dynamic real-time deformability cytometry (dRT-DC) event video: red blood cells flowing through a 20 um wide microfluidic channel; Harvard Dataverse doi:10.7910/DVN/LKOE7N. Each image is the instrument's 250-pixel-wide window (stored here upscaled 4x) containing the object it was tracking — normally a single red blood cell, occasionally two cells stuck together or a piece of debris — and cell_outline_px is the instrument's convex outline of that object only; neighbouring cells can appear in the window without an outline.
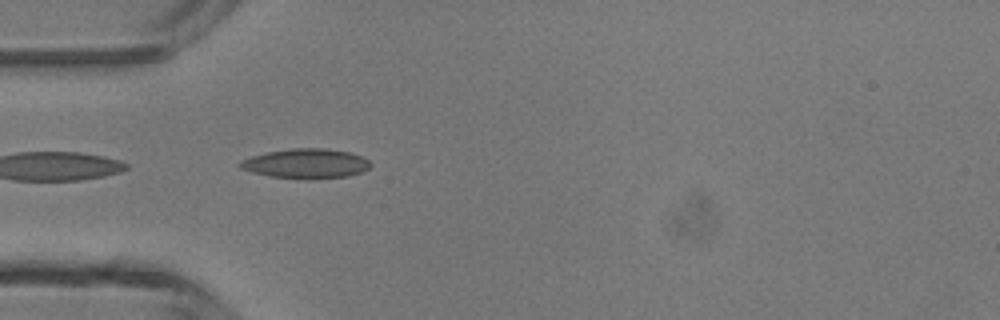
{"species": "common noctule bat (a hibernating species)", "species_latin": "Nyctalus noctula", "temperature_condition": "room temperature", "stored_images_in_passage": 41, "camera_frame_rate_fps": 3000, "um_per_image_px": 0.085, "animal": {"sex": "male", "body_mass_g": 13.3}, "frame": {"image": 1, "passage_image": 8, "time_ms": 2.333, "image_size_px": [1000, 320], "cell_outline_px": [[372, 164], [368, 168], [360, 172], [348, 176], [308, 180], [268, 176], [252, 172], [240, 168], [236, 164], [240, 160], [252, 156], [268, 152], [292, 148], [328, 148], [348, 152], [360, 156], [368, 160]], "centroid_in_image_um": [25.97, 13.91], "position_along_channel_um": 59.0, "area_um2": 22.72}}
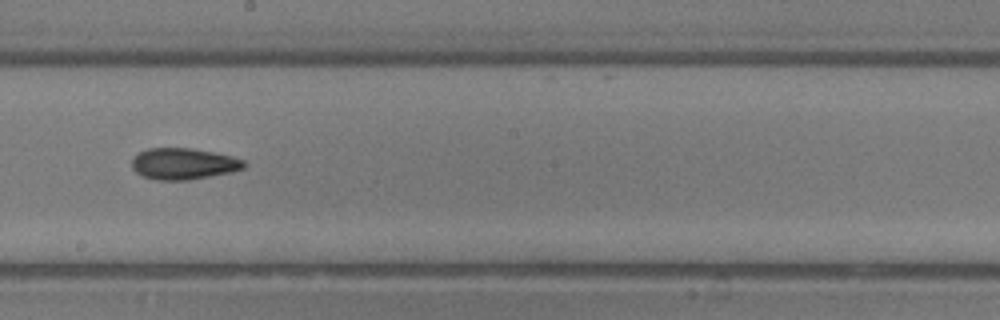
{"frame": {"image": 2, "passage_image": 20, "time_ms": 6.333, "image_size_px": [1000, 320], "cell_outline_px": [[248, 164], [244, 168], [232, 172], [188, 180], [156, 180], [144, 176], [136, 172], [132, 168], [132, 160], [140, 152], [148, 148], [192, 148], [232, 156], [244, 160]], "centroid_in_image_um": [15.63, 13.92], "position_along_channel_um": 232.6, "area_um2": 20.46}}
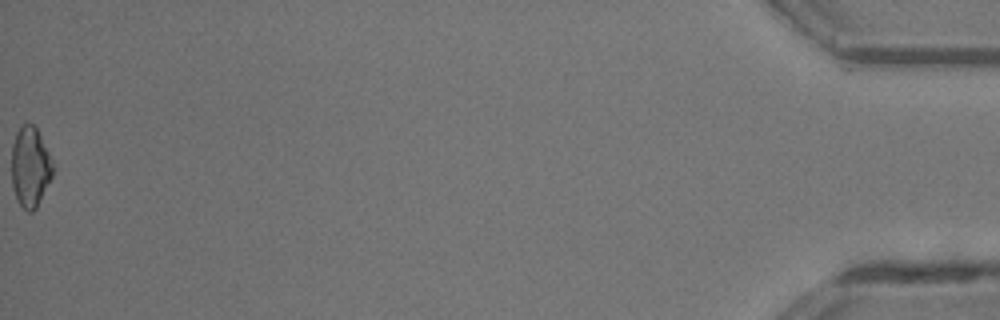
{"frame": {"image": 3, "passage_image": 41, "time_ms": 13.333, "image_size_px": [1000, 320], "cell_outline_px": [[52, 176], [36, 208], [32, 212], [28, 212], [16, 200], [12, 184], [12, 144], [16, 132], [24, 124], [32, 124], [36, 128], [48, 152], [52, 164]], "centroid_in_image_um": [2.54, 14.21], "position_along_channel_um": 432.7, "area_um2": 18.9}, "authors_computed_cell_mechanics": {"area_um2": 20.2878, "velocity_mm_per_s": 4.3945, "shape_relaxation_time_tau1_ms": 3.8635, "shape_relaxation_time_tau2_ms": 6.9422, "deformation_change_tau1": 0.0963, "deformation_change_tau2": 0.1799}}